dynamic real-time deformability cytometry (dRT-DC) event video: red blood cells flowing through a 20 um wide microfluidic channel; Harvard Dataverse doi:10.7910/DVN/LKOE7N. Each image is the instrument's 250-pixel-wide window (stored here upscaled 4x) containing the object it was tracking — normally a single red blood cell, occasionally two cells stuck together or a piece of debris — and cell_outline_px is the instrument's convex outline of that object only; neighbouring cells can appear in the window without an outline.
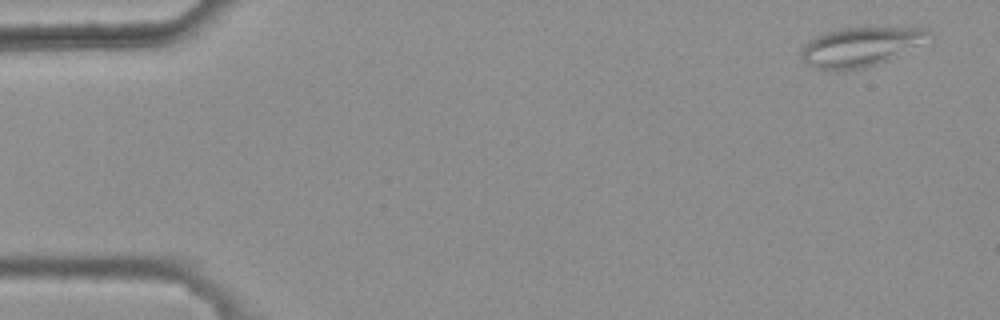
{"species": "common noctule bat (a hibernating species)", "species_latin": "Nyctalus noctula", "temperature_condition": "warm", "stored_images_in_passage": 4, "camera_frame_rate_fps": 3000, "um_per_image_px": 0.085, "animal": {"sex": "female", "body_mass_g": 25.1}, "frame": {"image": 1, "passage_image": 1, "time_ms": 0.0, "image_size_px": [1000, 320], "cell_outline_px": [[932, 32], [888, 60], [864, 68], [836, 72], [816, 68], [804, 64], [800, 56], [800, 48], [804, 44], [816, 36], [824, 32], [840, 28], [928, 28]], "centroid_in_image_um": [72.92, 4.0], "position_along_channel_um": 12.1, "area_um2": 28.55}}